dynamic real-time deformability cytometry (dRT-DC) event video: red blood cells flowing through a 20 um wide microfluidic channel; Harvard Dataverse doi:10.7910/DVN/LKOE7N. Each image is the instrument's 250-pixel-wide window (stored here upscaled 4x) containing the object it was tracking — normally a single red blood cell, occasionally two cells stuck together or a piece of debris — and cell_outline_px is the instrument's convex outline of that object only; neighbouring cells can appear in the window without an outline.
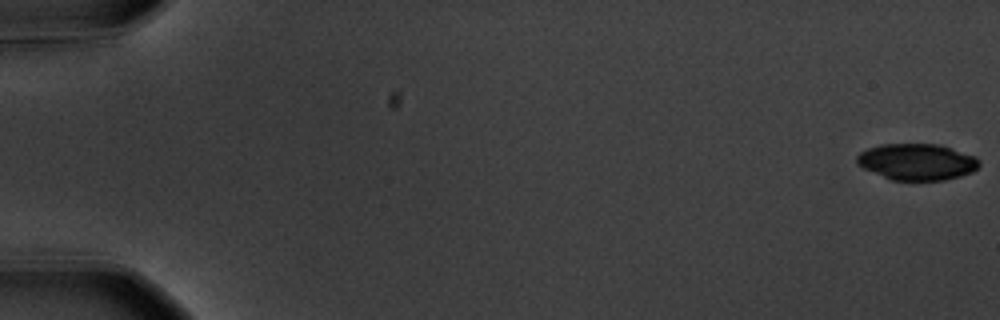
{"species": "common noctule bat (a hibernating species)", "species_latin": "Nyctalus noctula", "temperature_condition": "warm", "stored_images_in_passage": 57, "camera_frame_rate_fps": 3000, "um_per_image_px": 0.085, "animal": {"sex": "male", "body_mass_g": 20.1, "forearm_length_mm": 53.5}, "frame": {"image": 1, "passage_image": 1, "time_ms": 0.0, "image_size_px": [1000, 320], "cell_outline_px": [[980, 164], [972, 172], [960, 176], [944, 180], [892, 180], [864, 168], [856, 164], [856, 156], [860, 152], [868, 148], [880, 144], [940, 144], [976, 156], [980, 160]], "centroid_in_image_um": [77.95, 13.75], "position_along_channel_um": 7.1, "area_um2": 26.01}}
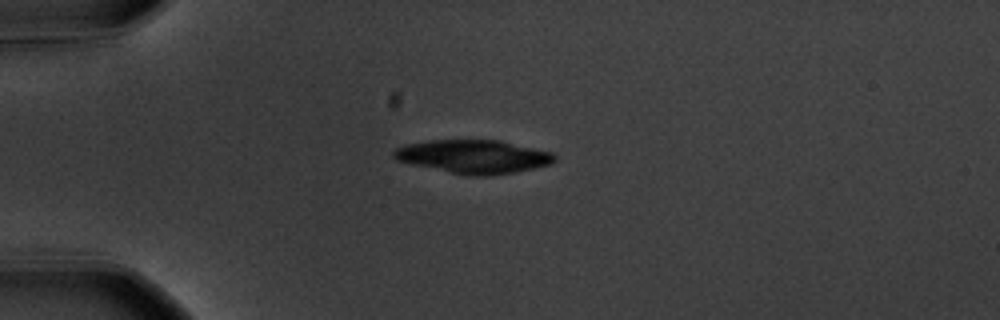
{"frame": {"image": 2, "passage_image": 16, "time_ms": 5.0, "image_size_px": [1000, 320], "cell_outline_px": [[556, 160], [552, 164], [516, 172], [488, 176], [468, 176], [412, 164], [396, 160], [392, 156], [392, 152], [396, 148], [404, 144], [432, 140], [500, 140], [552, 152], [556, 156]], "centroid_in_image_um": [40.26, 13.31], "position_along_channel_um": 44.7, "area_um2": 31.5}}
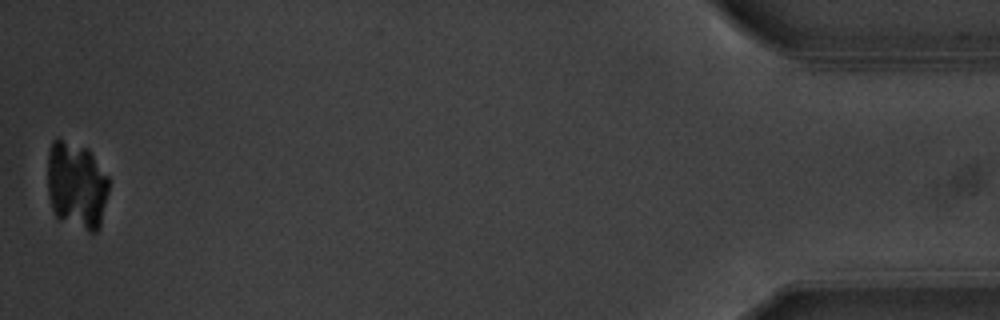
{"frame": {"image": 3, "passage_image": 57, "time_ms": 18.667, "image_size_px": [1000, 320], "cell_outline_px": [[108, 192], [100, 228], [96, 232], [88, 232], [60, 220], [56, 216], [52, 208], [48, 192], [48, 152], [52, 140], [60, 140], [88, 148], [108, 176]], "centroid_in_image_um": [6.51, 15.78], "position_along_channel_um": 428.7, "area_um2": 31.27}}